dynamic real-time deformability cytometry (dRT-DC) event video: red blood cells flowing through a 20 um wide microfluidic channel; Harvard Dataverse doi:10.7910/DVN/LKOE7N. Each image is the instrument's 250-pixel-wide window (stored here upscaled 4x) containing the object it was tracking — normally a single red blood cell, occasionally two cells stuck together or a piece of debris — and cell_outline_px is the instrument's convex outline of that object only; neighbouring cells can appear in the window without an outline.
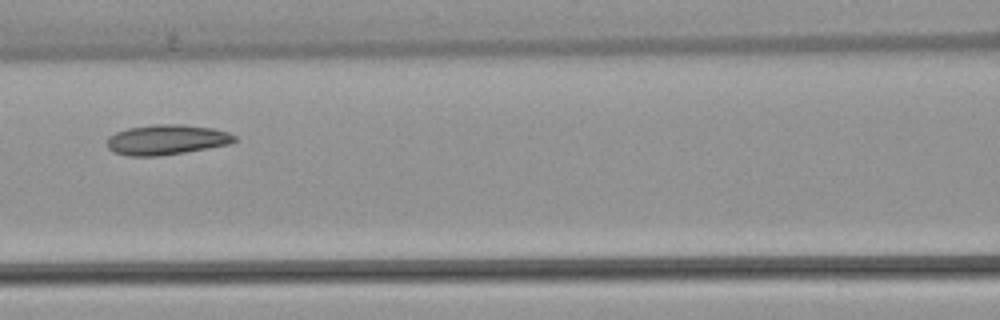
{"species": "common noctule bat (a hibernating species)", "species_latin": "Nyctalus noctula", "temperature_condition": "warm", "stored_images_in_passage": 5, "camera_frame_rate_fps": 3000, "um_per_image_px": 0.085, "animal": {"sex": "female", "body_mass_g": 22.7, "forearm_length_mm": 54.2}, "frame": {"image": 1, "passage_image": 5, "time_ms": 5.0, "image_size_px": [1000, 320], "cell_outline_px": [[240, 140], [228, 144], [208, 148], [160, 156], [128, 156], [112, 152], [108, 148], [108, 136], [116, 132], [128, 128], [156, 124], [184, 124], [212, 128], [228, 132], [236, 136]], "centroid_in_image_um": [14.17, 11.87], "position_along_channel_um": 152.4, "area_um2": 22.48}}